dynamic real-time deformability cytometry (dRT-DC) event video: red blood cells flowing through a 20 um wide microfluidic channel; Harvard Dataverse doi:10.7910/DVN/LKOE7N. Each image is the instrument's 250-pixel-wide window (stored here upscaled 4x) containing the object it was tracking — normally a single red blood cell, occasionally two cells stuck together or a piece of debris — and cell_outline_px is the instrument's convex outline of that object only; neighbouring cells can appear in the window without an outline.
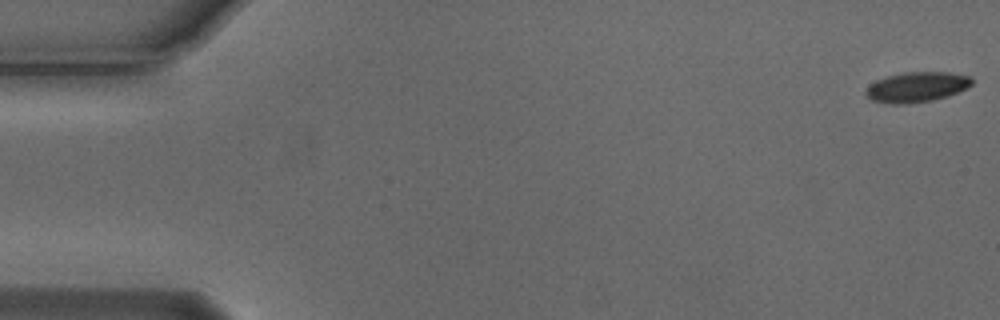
{"species": "Egyptian fruit bat (a non-hibernating species)", "species_latin": "Rousettus aegyptiacus", "temperature_condition": "cold", "stored_images_in_passage": 6, "camera_frame_rate_fps": 3000, "um_per_image_px": 0.085, "animal": {"sex": "male"}, "frame": {"image": 1, "passage_image": 1, "time_ms": 0.0, "image_size_px": [1000, 320], "cell_outline_px": [[972, 84], [948, 96], [932, 100], [900, 104], [896, 104], [872, 100], [864, 92], [876, 80], [888, 76], [904, 72], [948, 72], [972, 76]], "centroid_in_image_um": [77.94, 7.38], "position_along_channel_um": 7.1, "area_um2": 18.26}}
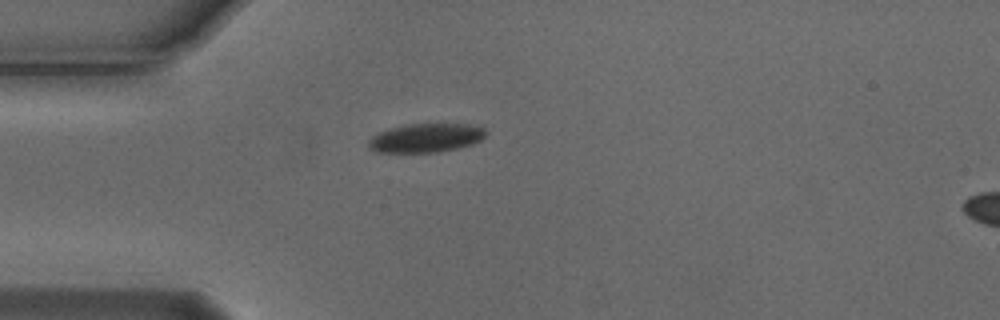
{"frame": {"image": 2, "passage_image": 4, "time_ms": 1.0, "image_size_px": [1000, 320], "cell_outline_px": [[488, 132], [480, 140], [472, 144], [456, 148], [436, 152], [376, 152], [368, 148], [368, 140], [376, 132], [404, 124], [468, 124], [484, 128]], "centroid_in_image_um": [36.15, 11.71], "position_along_channel_um": 48.8, "area_um2": 19.77}}
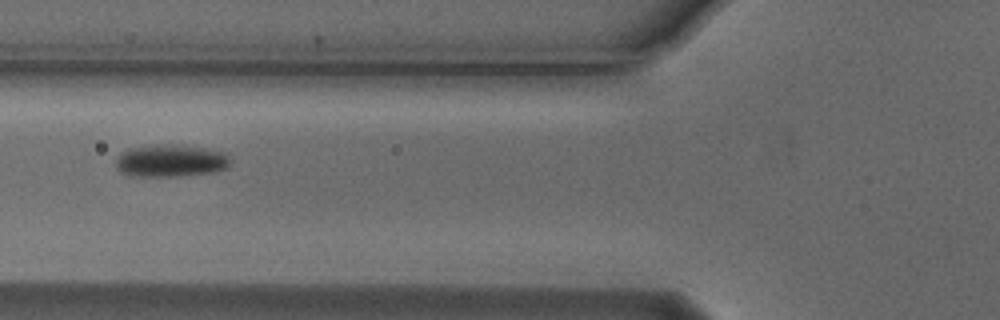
{"frame": {"image": 3, "passage_image": 6, "time_ms": 1.667, "image_size_px": [1000, 320], "cell_outline_px": [[232, 160], [228, 168], [212, 172], [172, 176], [136, 176], [124, 172], [116, 168], [116, 160], [128, 148], [160, 144], [172, 144], [200, 148], [224, 152]], "centroid_in_image_um": [14.54, 13.66], "position_along_channel_um": 111.3, "area_um2": 21.21}}